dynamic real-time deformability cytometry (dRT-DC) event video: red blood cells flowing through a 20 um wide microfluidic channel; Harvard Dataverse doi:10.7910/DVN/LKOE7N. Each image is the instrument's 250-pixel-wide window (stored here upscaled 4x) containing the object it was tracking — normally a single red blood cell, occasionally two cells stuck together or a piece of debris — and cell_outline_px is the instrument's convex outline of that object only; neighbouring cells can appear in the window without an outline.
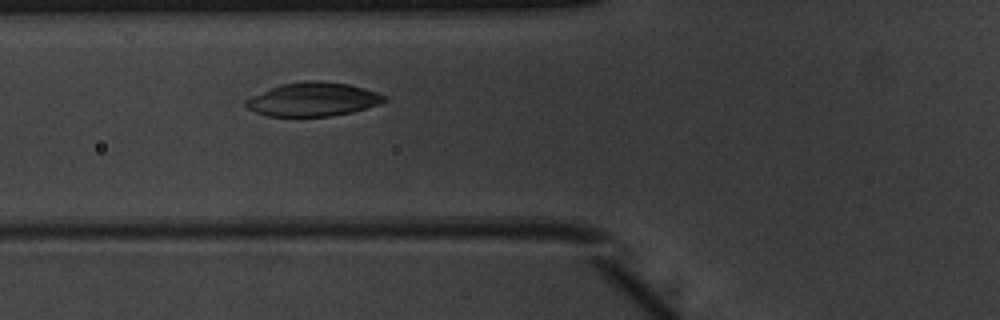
{"species": "common noctule bat (a hibernating species)", "species_latin": "Nyctalus noctula", "temperature_condition": "warm", "stored_images_in_passage": 35, "camera_frame_rate_fps": 3000, "um_per_image_px": 0.085, "animal": {"sex": "male", "body_mass_g": 20.1, "forearm_length_mm": 53.5}, "frame": {"image": 1, "passage_image": 3, "time_ms": 0.667, "image_size_px": [1000, 320], "cell_outline_px": [[388, 100], [352, 112], [332, 116], [268, 116], [256, 112], [248, 108], [244, 104], [244, 100], [252, 96], [280, 84], [348, 84], [364, 88], [376, 92], [384, 96]], "centroid_in_image_um": [26.57, 8.5], "position_along_channel_um": 99.2, "area_um2": 25.84}}
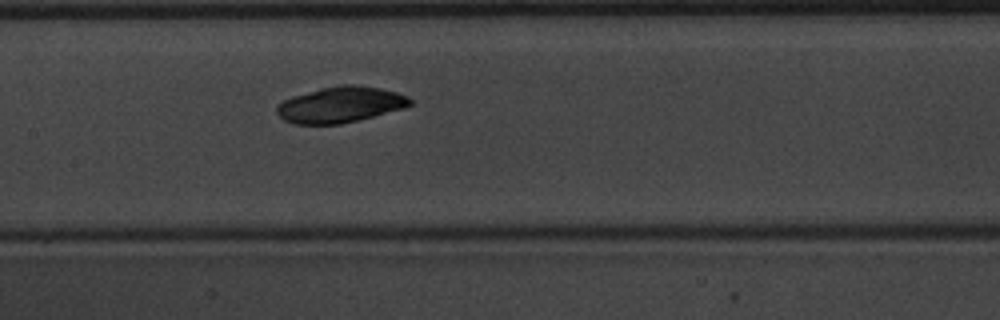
{"frame": {"image": 2, "passage_image": 9, "time_ms": 2.667, "image_size_px": [1000, 320], "cell_outline_px": [[412, 104], [404, 108], [340, 124], [292, 124], [284, 120], [276, 112], [276, 108], [284, 100], [292, 96], [320, 88], [340, 84], [352, 84], [380, 88], [396, 92], [408, 96], [412, 100]], "centroid_in_image_um": [28.93, 8.89], "position_along_channel_um": 178.5, "area_um2": 27.74}}
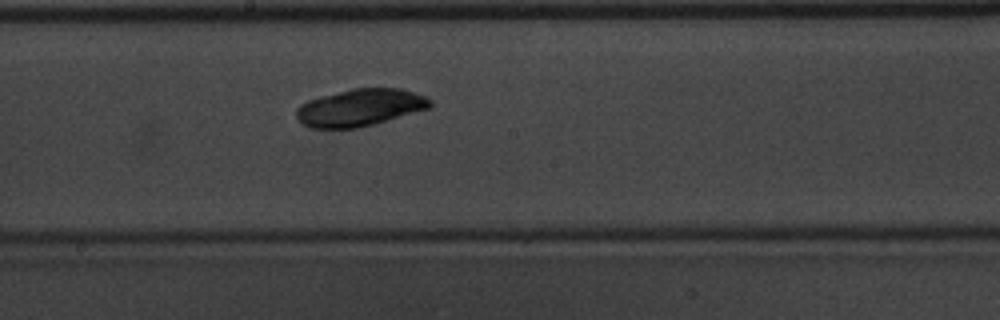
{"frame": {"image": 3, "passage_image": 12, "time_ms": 3.667, "image_size_px": [1000, 320], "cell_outline_px": [[432, 108], [372, 124], [356, 128], [312, 128], [300, 124], [296, 116], [296, 108], [300, 104], [308, 100], [320, 96], [352, 88], [400, 88], [424, 96], [432, 100]], "centroid_in_image_um": [30.58, 9.14], "position_along_channel_um": 217.6, "area_um2": 29.07}}